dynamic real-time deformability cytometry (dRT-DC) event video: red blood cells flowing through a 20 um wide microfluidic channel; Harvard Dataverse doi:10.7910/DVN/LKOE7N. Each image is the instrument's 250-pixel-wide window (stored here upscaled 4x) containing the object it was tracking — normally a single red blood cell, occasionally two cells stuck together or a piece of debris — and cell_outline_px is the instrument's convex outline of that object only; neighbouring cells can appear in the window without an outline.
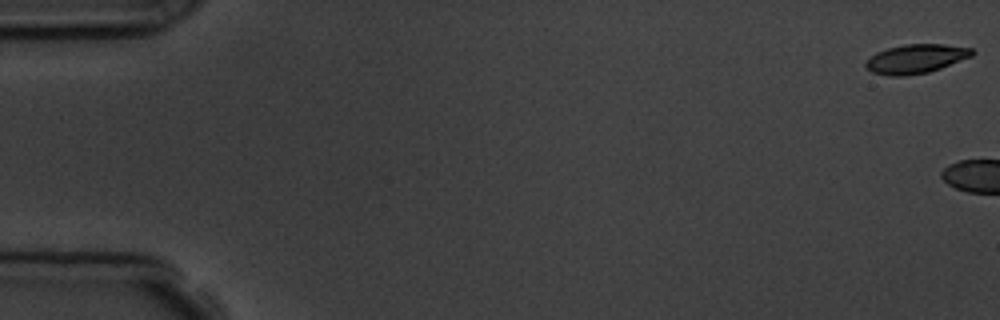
{"species": "common noctule bat (a hibernating species)", "species_latin": "Nyctalus noctula", "temperature_condition": "room temperature", "stored_images_in_passage": 7, "camera_frame_rate_fps": 3000, "um_per_image_px": 0.085, "animal": {"sex": "male", "body_mass_g": 19.5, "forearm_length_mm": 54.6}, "frame": {"image": 1, "passage_image": 1, "time_ms": 0.0, "image_size_px": [1000, 320], "cell_outline_px": [[976, 52], [972, 56], [940, 68], [928, 72], [904, 76], [888, 76], [872, 72], [864, 64], [876, 52], [888, 48], [904, 44], [944, 44], [972, 48]], "centroid_in_image_um": [77.87, 4.99], "position_along_channel_um": 7.1, "area_um2": 17.92}}
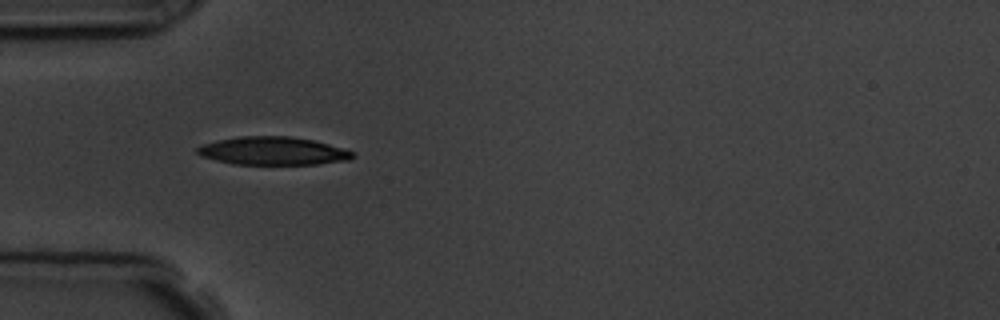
{"frame": {"image": 2, "passage_image": 6, "time_ms": 6.667, "image_size_px": [1000, 320], "cell_outline_px": [[356, 156], [348, 160], [316, 164], [232, 164], [200, 156], [196, 152], [196, 148], [204, 144], [220, 140], [240, 136], [288, 136], [312, 140], [328, 144], [352, 152]], "centroid_in_image_um": [23.17, 12.83], "position_along_channel_um": 61.8, "area_um2": 25.14}}